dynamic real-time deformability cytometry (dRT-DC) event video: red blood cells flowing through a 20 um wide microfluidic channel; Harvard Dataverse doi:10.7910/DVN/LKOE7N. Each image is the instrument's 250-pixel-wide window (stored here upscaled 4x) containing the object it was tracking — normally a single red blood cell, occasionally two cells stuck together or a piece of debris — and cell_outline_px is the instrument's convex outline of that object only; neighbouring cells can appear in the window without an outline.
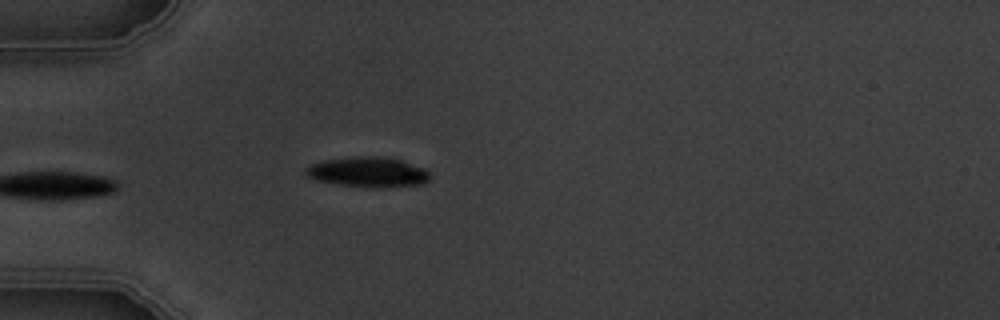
{"species": "common noctule bat (a hibernating species)", "species_latin": "Nyctalus noctula", "temperature_condition": "warm", "stored_images_in_passage": 4, "camera_frame_rate_fps": 3000, "um_per_image_px": 0.085, "animal": {"sex": "male", "body_mass_g": 19.5, "forearm_length_mm": 54.6}, "frame": {"image": 1, "passage_image": 4, "time_ms": 3.333, "image_size_px": [1000, 320], "cell_outline_px": [[428, 180], [424, 184], [384, 188], [372, 188], [340, 184], [316, 180], [304, 176], [304, 168], [308, 164], [324, 160], [356, 156], [384, 156], [400, 160], [424, 168], [428, 172]], "centroid_in_image_um": [31.23, 14.63], "position_along_channel_um": 53.8, "area_um2": 22.08}}